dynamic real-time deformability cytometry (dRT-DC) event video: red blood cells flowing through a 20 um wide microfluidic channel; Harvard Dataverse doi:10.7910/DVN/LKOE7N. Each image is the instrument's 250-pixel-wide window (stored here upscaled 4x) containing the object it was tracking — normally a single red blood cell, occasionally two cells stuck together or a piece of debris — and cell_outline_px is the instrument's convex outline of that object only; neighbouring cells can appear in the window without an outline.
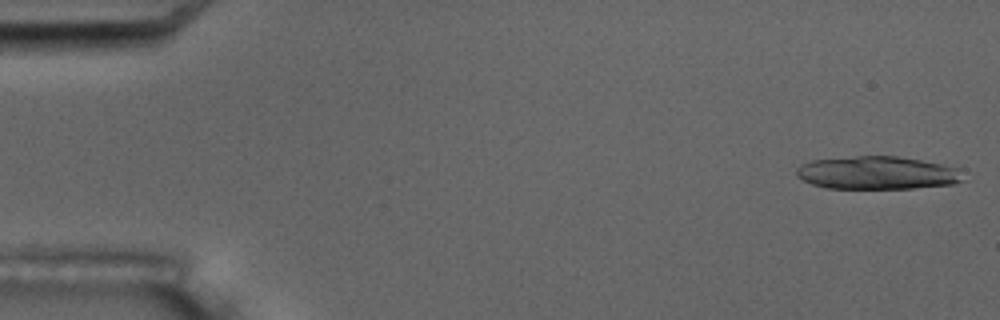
{"species": "common noctule bat (a hibernating species)", "species_latin": "Nyctalus noctula", "temperature_condition": "room temperature", "stored_images_in_passage": 5, "camera_frame_rate_fps": 3000, "um_per_image_px": 0.085, "animal": {"sex": "male", "body_mass_g": 17.5, "forearm_length_mm": 52.3}, "frame": {"image": 1, "passage_image": 1, "time_ms": 0.0, "image_size_px": [1000, 320], "cell_outline_px": [[964, 180], [952, 184], [912, 188], [828, 188], [812, 184], [796, 176], [796, 168], [800, 164], [812, 160], [856, 156], [896, 156], [920, 160], [960, 168]], "centroid_in_image_um": [74.55, 14.69], "position_along_channel_um": 10.4, "area_um2": 31.96}}